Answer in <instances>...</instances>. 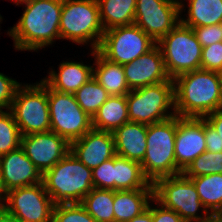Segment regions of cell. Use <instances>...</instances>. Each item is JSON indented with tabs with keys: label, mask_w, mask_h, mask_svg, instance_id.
<instances>
[{
	"label": "cell",
	"mask_w": 222,
	"mask_h": 222,
	"mask_svg": "<svg viewBox=\"0 0 222 222\" xmlns=\"http://www.w3.org/2000/svg\"><path fill=\"white\" fill-rule=\"evenodd\" d=\"M174 81V112L181 118H204L222 108V81L216 71L198 69Z\"/></svg>",
	"instance_id": "obj_1"
},
{
	"label": "cell",
	"mask_w": 222,
	"mask_h": 222,
	"mask_svg": "<svg viewBox=\"0 0 222 222\" xmlns=\"http://www.w3.org/2000/svg\"><path fill=\"white\" fill-rule=\"evenodd\" d=\"M63 0H31L17 24L7 33L16 50L36 51L60 39Z\"/></svg>",
	"instance_id": "obj_2"
},
{
	"label": "cell",
	"mask_w": 222,
	"mask_h": 222,
	"mask_svg": "<svg viewBox=\"0 0 222 222\" xmlns=\"http://www.w3.org/2000/svg\"><path fill=\"white\" fill-rule=\"evenodd\" d=\"M42 182L55 205L81 203L94 188L92 169L71 152L43 173Z\"/></svg>",
	"instance_id": "obj_3"
},
{
	"label": "cell",
	"mask_w": 222,
	"mask_h": 222,
	"mask_svg": "<svg viewBox=\"0 0 222 222\" xmlns=\"http://www.w3.org/2000/svg\"><path fill=\"white\" fill-rule=\"evenodd\" d=\"M177 115L165 121L147 125V147L140 163L144 176L154 183L157 179L182 172L176 167L175 137Z\"/></svg>",
	"instance_id": "obj_4"
},
{
	"label": "cell",
	"mask_w": 222,
	"mask_h": 222,
	"mask_svg": "<svg viewBox=\"0 0 222 222\" xmlns=\"http://www.w3.org/2000/svg\"><path fill=\"white\" fill-rule=\"evenodd\" d=\"M59 27L60 39L71 40L79 45L92 40V50H97L104 34L98 1L63 0Z\"/></svg>",
	"instance_id": "obj_5"
},
{
	"label": "cell",
	"mask_w": 222,
	"mask_h": 222,
	"mask_svg": "<svg viewBox=\"0 0 222 222\" xmlns=\"http://www.w3.org/2000/svg\"><path fill=\"white\" fill-rule=\"evenodd\" d=\"M130 122L146 125L174 117V81L169 79L131 90L126 95ZM173 110L170 112L168 110ZM170 112V113H169Z\"/></svg>",
	"instance_id": "obj_6"
},
{
	"label": "cell",
	"mask_w": 222,
	"mask_h": 222,
	"mask_svg": "<svg viewBox=\"0 0 222 222\" xmlns=\"http://www.w3.org/2000/svg\"><path fill=\"white\" fill-rule=\"evenodd\" d=\"M153 188L159 204L177 212L185 222H205L212 217L199 199L194 183L183 173L159 178ZM199 208L203 209L202 217L197 213Z\"/></svg>",
	"instance_id": "obj_7"
},
{
	"label": "cell",
	"mask_w": 222,
	"mask_h": 222,
	"mask_svg": "<svg viewBox=\"0 0 222 222\" xmlns=\"http://www.w3.org/2000/svg\"><path fill=\"white\" fill-rule=\"evenodd\" d=\"M34 84H21L17 88L9 110L21 136L50 131L47 83L42 79Z\"/></svg>",
	"instance_id": "obj_8"
},
{
	"label": "cell",
	"mask_w": 222,
	"mask_h": 222,
	"mask_svg": "<svg viewBox=\"0 0 222 222\" xmlns=\"http://www.w3.org/2000/svg\"><path fill=\"white\" fill-rule=\"evenodd\" d=\"M157 44L162 51L165 69L171 79L200 69L203 47L191 27L179 22Z\"/></svg>",
	"instance_id": "obj_9"
},
{
	"label": "cell",
	"mask_w": 222,
	"mask_h": 222,
	"mask_svg": "<svg viewBox=\"0 0 222 222\" xmlns=\"http://www.w3.org/2000/svg\"><path fill=\"white\" fill-rule=\"evenodd\" d=\"M50 131L69 144L92 129V118L76 102L74 94L60 92L47 84Z\"/></svg>",
	"instance_id": "obj_10"
},
{
	"label": "cell",
	"mask_w": 222,
	"mask_h": 222,
	"mask_svg": "<svg viewBox=\"0 0 222 222\" xmlns=\"http://www.w3.org/2000/svg\"><path fill=\"white\" fill-rule=\"evenodd\" d=\"M157 44L135 24L104 31L97 51L108 61L125 65L147 53Z\"/></svg>",
	"instance_id": "obj_11"
},
{
	"label": "cell",
	"mask_w": 222,
	"mask_h": 222,
	"mask_svg": "<svg viewBox=\"0 0 222 222\" xmlns=\"http://www.w3.org/2000/svg\"><path fill=\"white\" fill-rule=\"evenodd\" d=\"M54 206L43 182L10 190L2 204L20 222H52Z\"/></svg>",
	"instance_id": "obj_12"
},
{
	"label": "cell",
	"mask_w": 222,
	"mask_h": 222,
	"mask_svg": "<svg viewBox=\"0 0 222 222\" xmlns=\"http://www.w3.org/2000/svg\"><path fill=\"white\" fill-rule=\"evenodd\" d=\"M184 5L179 0H136L134 24L158 42L180 22Z\"/></svg>",
	"instance_id": "obj_13"
},
{
	"label": "cell",
	"mask_w": 222,
	"mask_h": 222,
	"mask_svg": "<svg viewBox=\"0 0 222 222\" xmlns=\"http://www.w3.org/2000/svg\"><path fill=\"white\" fill-rule=\"evenodd\" d=\"M20 147L42 174L70 152V144L52 131L21 136Z\"/></svg>",
	"instance_id": "obj_14"
},
{
	"label": "cell",
	"mask_w": 222,
	"mask_h": 222,
	"mask_svg": "<svg viewBox=\"0 0 222 222\" xmlns=\"http://www.w3.org/2000/svg\"><path fill=\"white\" fill-rule=\"evenodd\" d=\"M205 151V119L177 116L175 137L176 167L183 172L194 159Z\"/></svg>",
	"instance_id": "obj_15"
},
{
	"label": "cell",
	"mask_w": 222,
	"mask_h": 222,
	"mask_svg": "<svg viewBox=\"0 0 222 222\" xmlns=\"http://www.w3.org/2000/svg\"><path fill=\"white\" fill-rule=\"evenodd\" d=\"M123 70L130 90L165 82L170 79L158 44L147 53L123 65Z\"/></svg>",
	"instance_id": "obj_16"
},
{
	"label": "cell",
	"mask_w": 222,
	"mask_h": 222,
	"mask_svg": "<svg viewBox=\"0 0 222 222\" xmlns=\"http://www.w3.org/2000/svg\"><path fill=\"white\" fill-rule=\"evenodd\" d=\"M42 175L21 147L0 157V176L5 195L10 190L42 182Z\"/></svg>",
	"instance_id": "obj_17"
},
{
	"label": "cell",
	"mask_w": 222,
	"mask_h": 222,
	"mask_svg": "<svg viewBox=\"0 0 222 222\" xmlns=\"http://www.w3.org/2000/svg\"><path fill=\"white\" fill-rule=\"evenodd\" d=\"M70 152L85 166L94 169L116 156L113 134L92 128L83 137L70 143Z\"/></svg>",
	"instance_id": "obj_18"
},
{
	"label": "cell",
	"mask_w": 222,
	"mask_h": 222,
	"mask_svg": "<svg viewBox=\"0 0 222 222\" xmlns=\"http://www.w3.org/2000/svg\"><path fill=\"white\" fill-rule=\"evenodd\" d=\"M117 156L142 162L147 147V125L126 122L113 133Z\"/></svg>",
	"instance_id": "obj_19"
},
{
	"label": "cell",
	"mask_w": 222,
	"mask_h": 222,
	"mask_svg": "<svg viewBox=\"0 0 222 222\" xmlns=\"http://www.w3.org/2000/svg\"><path fill=\"white\" fill-rule=\"evenodd\" d=\"M93 77V66L84 65L83 62H62L58 73L49 72L48 78L43 80L52 88L60 92L74 94Z\"/></svg>",
	"instance_id": "obj_20"
},
{
	"label": "cell",
	"mask_w": 222,
	"mask_h": 222,
	"mask_svg": "<svg viewBox=\"0 0 222 222\" xmlns=\"http://www.w3.org/2000/svg\"><path fill=\"white\" fill-rule=\"evenodd\" d=\"M154 198V189L114 190L115 222H128L141 214Z\"/></svg>",
	"instance_id": "obj_21"
},
{
	"label": "cell",
	"mask_w": 222,
	"mask_h": 222,
	"mask_svg": "<svg viewBox=\"0 0 222 222\" xmlns=\"http://www.w3.org/2000/svg\"><path fill=\"white\" fill-rule=\"evenodd\" d=\"M91 54L96 65L93 67V78L110 96L127 95L131 90L125 79L123 65L108 61L97 50H92Z\"/></svg>",
	"instance_id": "obj_22"
},
{
	"label": "cell",
	"mask_w": 222,
	"mask_h": 222,
	"mask_svg": "<svg viewBox=\"0 0 222 222\" xmlns=\"http://www.w3.org/2000/svg\"><path fill=\"white\" fill-rule=\"evenodd\" d=\"M129 122L126 95L110 96L92 117V128L113 133Z\"/></svg>",
	"instance_id": "obj_23"
},
{
	"label": "cell",
	"mask_w": 222,
	"mask_h": 222,
	"mask_svg": "<svg viewBox=\"0 0 222 222\" xmlns=\"http://www.w3.org/2000/svg\"><path fill=\"white\" fill-rule=\"evenodd\" d=\"M115 191L154 189L153 183L144 176L140 162L120 156L114 157Z\"/></svg>",
	"instance_id": "obj_24"
},
{
	"label": "cell",
	"mask_w": 222,
	"mask_h": 222,
	"mask_svg": "<svg viewBox=\"0 0 222 222\" xmlns=\"http://www.w3.org/2000/svg\"><path fill=\"white\" fill-rule=\"evenodd\" d=\"M104 31L134 24L136 0H97Z\"/></svg>",
	"instance_id": "obj_25"
},
{
	"label": "cell",
	"mask_w": 222,
	"mask_h": 222,
	"mask_svg": "<svg viewBox=\"0 0 222 222\" xmlns=\"http://www.w3.org/2000/svg\"><path fill=\"white\" fill-rule=\"evenodd\" d=\"M188 178L194 183L205 209L211 211L212 216H222V174L213 173Z\"/></svg>",
	"instance_id": "obj_26"
},
{
	"label": "cell",
	"mask_w": 222,
	"mask_h": 222,
	"mask_svg": "<svg viewBox=\"0 0 222 222\" xmlns=\"http://www.w3.org/2000/svg\"><path fill=\"white\" fill-rule=\"evenodd\" d=\"M188 16L180 22L188 27L222 23V0H188Z\"/></svg>",
	"instance_id": "obj_27"
},
{
	"label": "cell",
	"mask_w": 222,
	"mask_h": 222,
	"mask_svg": "<svg viewBox=\"0 0 222 222\" xmlns=\"http://www.w3.org/2000/svg\"><path fill=\"white\" fill-rule=\"evenodd\" d=\"M114 190L93 188L80 203L97 222H115Z\"/></svg>",
	"instance_id": "obj_28"
},
{
	"label": "cell",
	"mask_w": 222,
	"mask_h": 222,
	"mask_svg": "<svg viewBox=\"0 0 222 222\" xmlns=\"http://www.w3.org/2000/svg\"><path fill=\"white\" fill-rule=\"evenodd\" d=\"M76 102L91 118L110 97L108 92L92 77L74 93Z\"/></svg>",
	"instance_id": "obj_29"
},
{
	"label": "cell",
	"mask_w": 222,
	"mask_h": 222,
	"mask_svg": "<svg viewBox=\"0 0 222 222\" xmlns=\"http://www.w3.org/2000/svg\"><path fill=\"white\" fill-rule=\"evenodd\" d=\"M21 145V133L13 114L0 111V157L18 149Z\"/></svg>",
	"instance_id": "obj_30"
},
{
	"label": "cell",
	"mask_w": 222,
	"mask_h": 222,
	"mask_svg": "<svg viewBox=\"0 0 222 222\" xmlns=\"http://www.w3.org/2000/svg\"><path fill=\"white\" fill-rule=\"evenodd\" d=\"M186 177H198L213 173L222 174V152L205 151L182 172Z\"/></svg>",
	"instance_id": "obj_31"
},
{
	"label": "cell",
	"mask_w": 222,
	"mask_h": 222,
	"mask_svg": "<svg viewBox=\"0 0 222 222\" xmlns=\"http://www.w3.org/2000/svg\"><path fill=\"white\" fill-rule=\"evenodd\" d=\"M52 222H97L80 203L56 204Z\"/></svg>",
	"instance_id": "obj_32"
},
{
	"label": "cell",
	"mask_w": 222,
	"mask_h": 222,
	"mask_svg": "<svg viewBox=\"0 0 222 222\" xmlns=\"http://www.w3.org/2000/svg\"><path fill=\"white\" fill-rule=\"evenodd\" d=\"M92 178L94 188L115 190L114 157L92 169Z\"/></svg>",
	"instance_id": "obj_33"
},
{
	"label": "cell",
	"mask_w": 222,
	"mask_h": 222,
	"mask_svg": "<svg viewBox=\"0 0 222 222\" xmlns=\"http://www.w3.org/2000/svg\"><path fill=\"white\" fill-rule=\"evenodd\" d=\"M222 66V42L202 48L200 69L216 71Z\"/></svg>",
	"instance_id": "obj_34"
},
{
	"label": "cell",
	"mask_w": 222,
	"mask_h": 222,
	"mask_svg": "<svg viewBox=\"0 0 222 222\" xmlns=\"http://www.w3.org/2000/svg\"><path fill=\"white\" fill-rule=\"evenodd\" d=\"M202 47L222 42V23L192 28Z\"/></svg>",
	"instance_id": "obj_35"
},
{
	"label": "cell",
	"mask_w": 222,
	"mask_h": 222,
	"mask_svg": "<svg viewBox=\"0 0 222 222\" xmlns=\"http://www.w3.org/2000/svg\"><path fill=\"white\" fill-rule=\"evenodd\" d=\"M21 84L2 73H0V111L3 108L10 110L15 92Z\"/></svg>",
	"instance_id": "obj_36"
},
{
	"label": "cell",
	"mask_w": 222,
	"mask_h": 222,
	"mask_svg": "<svg viewBox=\"0 0 222 222\" xmlns=\"http://www.w3.org/2000/svg\"><path fill=\"white\" fill-rule=\"evenodd\" d=\"M151 201L157 203L160 207H153V222H185L177 212L164 207L162 204L160 206L155 198Z\"/></svg>",
	"instance_id": "obj_37"
},
{
	"label": "cell",
	"mask_w": 222,
	"mask_h": 222,
	"mask_svg": "<svg viewBox=\"0 0 222 222\" xmlns=\"http://www.w3.org/2000/svg\"><path fill=\"white\" fill-rule=\"evenodd\" d=\"M206 150L217 153L222 152V139L216 130L205 120Z\"/></svg>",
	"instance_id": "obj_38"
},
{
	"label": "cell",
	"mask_w": 222,
	"mask_h": 222,
	"mask_svg": "<svg viewBox=\"0 0 222 222\" xmlns=\"http://www.w3.org/2000/svg\"><path fill=\"white\" fill-rule=\"evenodd\" d=\"M204 119L216 130L222 139V108L206 115Z\"/></svg>",
	"instance_id": "obj_39"
},
{
	"label": "cell",
	"mask_w": 222,
	"mask_h": 222,
	"mask_svg": "<svg viewBox=\"0 0 222 222\" xmlns=\"http://www.w3.org/2000/svg\"><path fill=\"white\" fill-rule=\"evenodd\" d=\"M128 222H153V206L151 207L149 205L145 211L132 218Z\"/></svg>",
	"instance_id": "obj_40"
},
{
	"label": "cell",
	"mask_w": 222,
	"mask_h": 222,
	"mask_svg": "<svg viewBox=\"0 0 222 222\" xmlns=\"http://www.w3.org/2000/svg\"><path fill=\"white\" fill-rule=\"evenodd\" d=\"M0 222H20L13 215L9 214L3 207L0 209Z\"/></svg>",
	"instance_id": "obj_41"
},
{
	"label": "cell",
	"mask_w": 222,
	"mask_h": 222,
	"mask_svg": "<svg viewBox=\"0 0 222 222\" xmlns=\"http://www.w3.org/2000/svg\"><path fill=\"white\" fill-rule=\"evenodd\" d=\"M5 198V191L1 182V176H0V202H3Z\"/></svg>",
	"instance_id": "obj_42"
},
{
	"label": "cell",
	"mask_w": 222,
	"mask_h": 222,
	"mask_svg": "<svg viewBox=\"0 0 222 222\" xmlns=\"http://www.w3.org/2000/svg\"><path fill=\"white\" fill-rule=\"evenodd\" d=\"M205 222H222V216H212L208 221Z\"/></svg>",
	"instance_id": "obj_43"
},
{
	"label": "cell",
	"mask_w": 222,
	"mask_h": 222,
	"mask_svg": "<svg viewBox=\"0 0 222 222\" xmlns=\"http://www.w3.org/2000/svg\"><path fill=\"white\" fill-rule=\"evenodd\" d=\"M12 1H14V3L16 2V5H19L20 3L22 5L23 3L26 4L30 2L31 0H12Z\"/></svg>",
	"instance_id": "obj_44"
},
{
	"label": "cell",
	"mask_w": 222,
	"mask_h": 222,
	"mask_svg": "<svg viewBox=\"0 0 222 222\" xmlns=\"http://www.w3.org/2000/svg\"><path fill=\"white\" fill-rule=\"evenodd\" d=\"M218 76H219V78L221 79V81H222V66H221V68L218 70Z\"/></svg>",
	"instance_id": "obj_45"
}]
</instances>
